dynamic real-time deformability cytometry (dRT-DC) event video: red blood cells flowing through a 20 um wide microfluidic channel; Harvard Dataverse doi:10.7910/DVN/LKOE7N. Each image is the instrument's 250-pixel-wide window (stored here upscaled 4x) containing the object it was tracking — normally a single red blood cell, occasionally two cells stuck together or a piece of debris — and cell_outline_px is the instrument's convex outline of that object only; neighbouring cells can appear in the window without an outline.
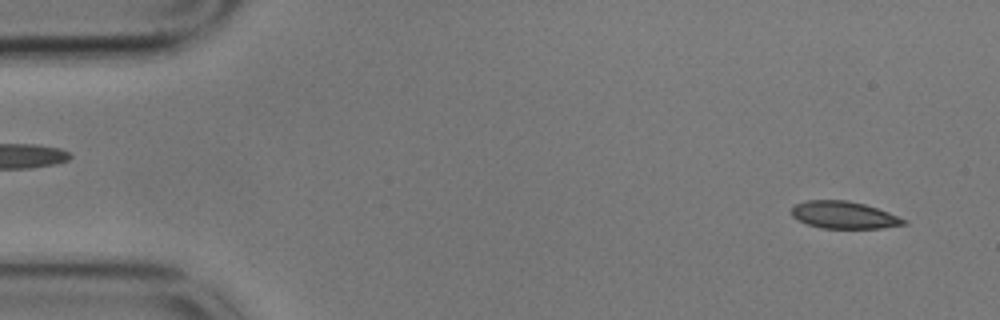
{"species": "common noctule bat (a hibernating species)", "species_latin": "Nyctalus noctula", "temperature_condition": "cold", "stored_images_in_passage": 56, "camera_frame_rate_fps": 3000, "um_per_image_px": 0.085, "animal": {"sex": "male", "body_mass_g": 17.9}, "frame": {"image": 1, "passage_image": 3, "time_ms": 0.667, "image_size_px": [1000, 320], "cell_outline_px": [[908, 224], [880, 228], [820, 228], [808, 224], [792, 216], [792, 208], [796, 204], [808, 200], [848, 200], [864, 204], [888, 212], [908, 220]], "centroid_in_image_um": [71.76, 18.27], "position_along_channel_um": 13.2, "area_um2": 17.69}}
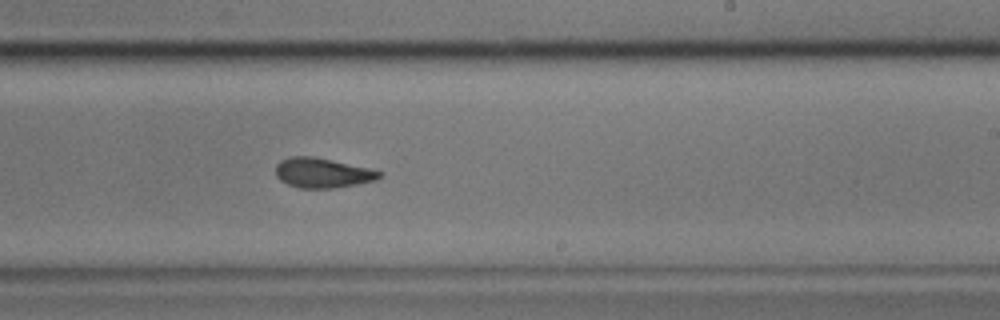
{"frame": {"image": 2, "passage_image": 33, "time_ms": 10.667, "image_size_px": [1000, 320], "cell_outline_px": [[384, 176], [376, 180], [356, 184], [332, 188], [300, 188], [288, 184], [280, 180], [276, 176], [276, 164], [280, 160], [292, 156], [312, 156], [332, 160], [368, 168], [384, 172]], "centroid_in_image_um": [27.42, 14.69], "position_along_channel_um": 261.6, "area_um2": 18.03}}
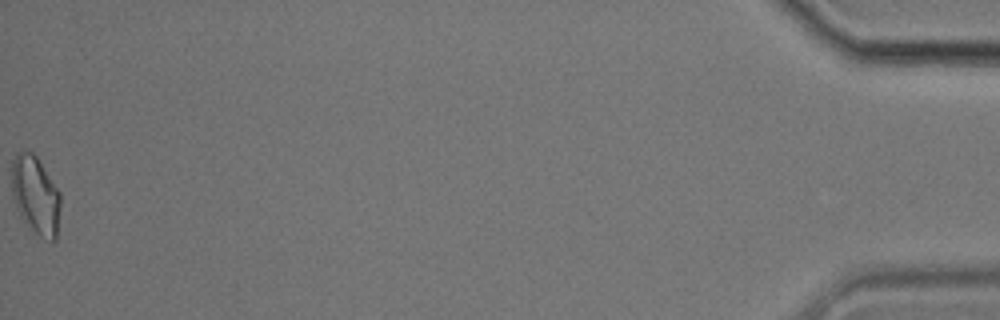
{"frame": {"image": 3, "passage_image": 56, "time_ms": 18.333, "image_size_px": [1000, 320], "cell_outline_px": [[60, 208], [56, 240], [52, 240], [40, 236], [20, 216], [16, 208], [12, 196], [12, 160], [16, 152], [24, 148], [32, 152], [40, 160], [60, 192]], "centroid_in_image_um": [3.01, 16.52], "position_along_channel_um": 432.2, "area_um2": 22.37}, "authors_computed_cell_mechanics": {"area_um2": 18.7272, "velocity_mm_per_s": 3.5291, "shape_relaxation_time_tau1_ms": 7.2692, "shape_relaxation_time_tau2_ms": 3.3763, "deformation_change_tau1": 0.1477, "deformation_change_tau2": 0.0994}}